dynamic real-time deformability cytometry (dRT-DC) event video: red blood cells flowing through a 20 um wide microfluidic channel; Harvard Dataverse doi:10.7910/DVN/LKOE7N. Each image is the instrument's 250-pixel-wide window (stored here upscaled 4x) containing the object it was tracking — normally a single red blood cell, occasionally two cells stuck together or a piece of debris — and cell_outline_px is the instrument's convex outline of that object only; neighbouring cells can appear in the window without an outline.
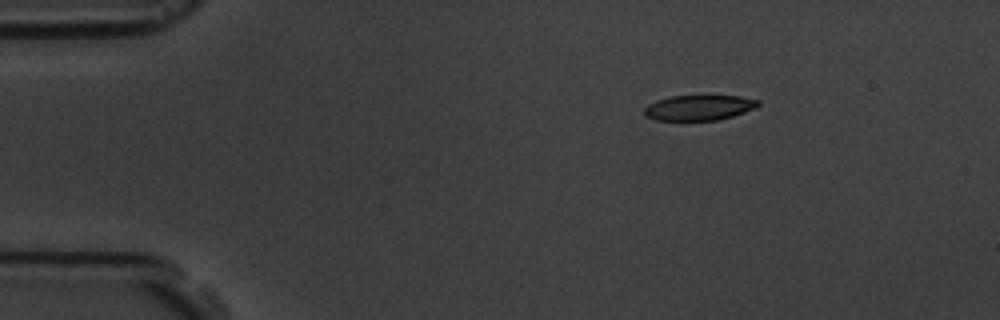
{"species": "common noctule bat (a hibernating species)", "species_latin": "Nyctalus noctula", "temperature_condition": "room temperature", "stored_images_in_passage": 3, "camera_frame_rate_fps": 3000, "um_per_image_px": 0.085, "animal": {"sex": "male", "body_mass_g": 19.5, "forearm_length_mm": 54.6}, "frame": {"image": 1, "passage_image": 1, "time_ms": 0.0, "image_size_px": [1000, 320], "cell_outline_px": [[760, 104], [756, 108], [732, 116], [716, 120], [656, 120], [644, 116], [644, 108], [648, 104], [656, 100], [668, 96], [740, 96], [760, 100]], "centroid_in_image_um": [59.4, 9.14], "position_along_channel_um": 25.6, "area_um2": 16.82}}